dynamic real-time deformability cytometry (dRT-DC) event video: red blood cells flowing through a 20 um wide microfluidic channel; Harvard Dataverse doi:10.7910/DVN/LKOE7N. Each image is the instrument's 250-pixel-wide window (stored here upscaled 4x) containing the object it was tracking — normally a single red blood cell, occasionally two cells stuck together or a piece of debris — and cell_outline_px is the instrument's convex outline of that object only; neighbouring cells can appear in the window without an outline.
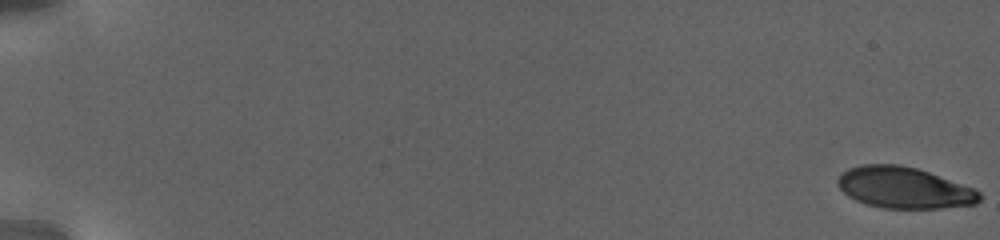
{"species": "human", "species_latin": "Homo sapiens", "temperature_condition": "warm", "stored_images_in_passage": 64, "camera_frame_rate_fps": 3000, "um_per_image_px": 0.085, "donor": {"sex": "female"}, "frame": {"image": 1, "passage_image": 1, "time_ms": 0.0, "image_size_px": [1000, 240], "cell_outline_px": [[980, 200], [976, 204], [940, 208], [880, 208], [864, 204], [848, 196], [836, 184], [836, 180], [848, 168], [864, 164], [900, 164], [916, 168], [928, 172], [972, 188], [980, 192]], "centroid_in_image_um": [76.8, 15.96], "position_along_channel_um": 8.2, "area_um2": 33.93}}
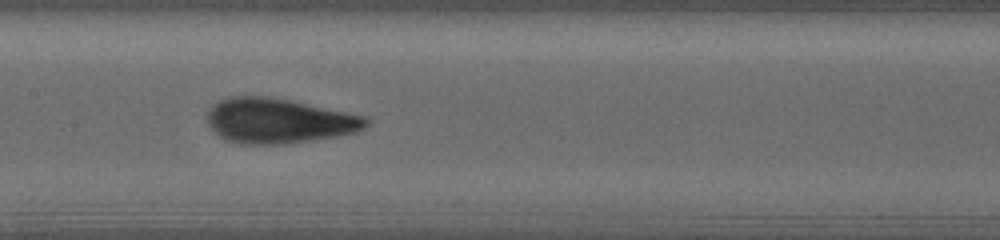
{"frame": {"image": 2, "passage_image": 35, "time_ms": 13.667, "image_size_px": [1000, 240], "cell_outline_px": [[368, 124], [364, 128], [356, 132], [336, 136], [312, 140], [284, 144], [240, 144], [224, 140], [208, 124], [208, 112], [212, 104], [228, 96], [264, 96], [288, 100], [364, 116], [368, 120]], "centroid_in_image_um": [23.64, 10.27], "position_along_channel_um": 183.8, "area_um2": 41.27}}
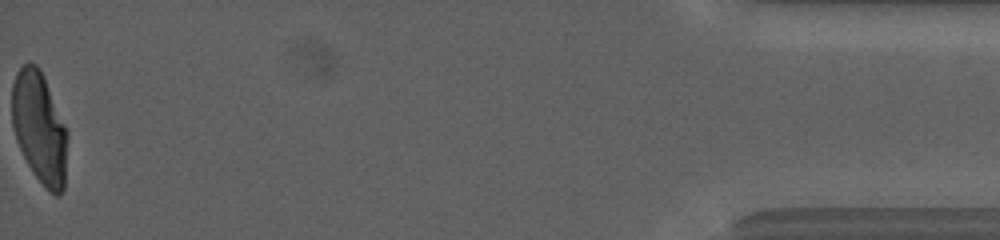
{"frame": {"image": 3, "passage_image": 64, "time_ms": 25.667, "image_size_px": [1000, 240], "cell_outline_px": [[68, 136], [64, 188], [56, 196], [48, 192], [44, 188], [32, 172], [16, 140], [12, 128], [12, 84], [16, 72], [28, 60], [36, 64], [40, 68], [44, 76], [68, 132]], "centroid_in_image_um": [3.35, 10.85], "position_along_channel_um": 431.8, "area_um2": 36.41}, "authors_computed_cell_mechanics": {"area_um2": 38.148, "velocity_mm_per_s": 2.7815, "shape_relaxation_time_tau1_ms": 6.1748, "shape_relaxation_time_tau2_ms": null, "deformation_change_tau1": 0.2178, "deformation_change_tau2": null}}